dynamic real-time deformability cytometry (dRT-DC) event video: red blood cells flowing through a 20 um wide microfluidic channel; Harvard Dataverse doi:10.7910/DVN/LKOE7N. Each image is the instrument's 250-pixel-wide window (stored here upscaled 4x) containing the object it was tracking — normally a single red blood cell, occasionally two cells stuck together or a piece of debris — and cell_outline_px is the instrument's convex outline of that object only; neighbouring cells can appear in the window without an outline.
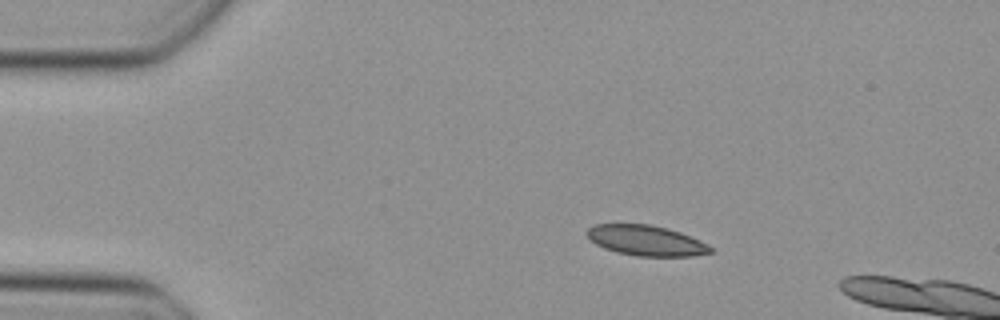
{"species": "Egyptian fruit bat (a non-hibernating species)", "species_latin": "Rousettus aegyptiacus", "temperature_condition": "cold", "stored_images_in_passage": 5, "camera_frame_rate_fps": 3000, "um_per_image_px": 0.085, "animal": {"sex": "female"}, "frame": {"image": 1, "passage_image": 1, "time_ms": 0.0, "image_size_px": [1000, 320], "cell_outline_px": [[712, 252], [692, 256], [636, 256], [616, 252], [604, 248], [596, 244], [584, 232], [588, 228], [596, 224], [652, 224], [668, 228], [680, 232], [700, 240], [708, 244], [712, 248]], "centroid_in_image_um": [54.92, 20.44], "position_along_channel_um": 30.1, "area_um2": 21.91}}